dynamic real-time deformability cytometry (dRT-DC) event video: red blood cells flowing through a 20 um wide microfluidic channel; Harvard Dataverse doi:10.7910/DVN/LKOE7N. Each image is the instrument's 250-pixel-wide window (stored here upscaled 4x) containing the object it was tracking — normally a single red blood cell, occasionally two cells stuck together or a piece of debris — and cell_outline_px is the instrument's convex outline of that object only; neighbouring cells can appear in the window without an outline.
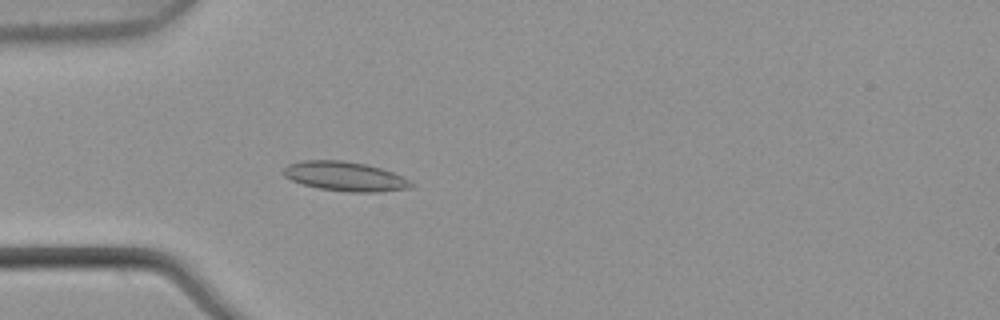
{"species": "common noctule bat (a hibernating species)", "species_latin": "Nyctalus noctula", "temperature_condition": "warm", "stored_images_in_passage": 3, "camera_frame_rate_fps": 3000, "um_per_image_px": 0.085, "animal": {"sex": "male", "body_mass_g": 21.5, "forearm_length_mm": 52.0}, "frame": {"image": 1, "passage_image": 3, "time_ms": 0.667, "image_size_px": [1000, 320], "cell_outline_px": [[416, 184], [412, 188], [380, 192], [348, 192], [320, 188], [304, 184], [292, 180], [284, 176], [280, 172], [288, 164], [300, 160], [344, 160], [364, 164], [380, 168], [404, 176]], "centroid_in_image_um": [29.35, 14.99], "position_along_channel_um": 55.6, "area_um2": 22.08}}